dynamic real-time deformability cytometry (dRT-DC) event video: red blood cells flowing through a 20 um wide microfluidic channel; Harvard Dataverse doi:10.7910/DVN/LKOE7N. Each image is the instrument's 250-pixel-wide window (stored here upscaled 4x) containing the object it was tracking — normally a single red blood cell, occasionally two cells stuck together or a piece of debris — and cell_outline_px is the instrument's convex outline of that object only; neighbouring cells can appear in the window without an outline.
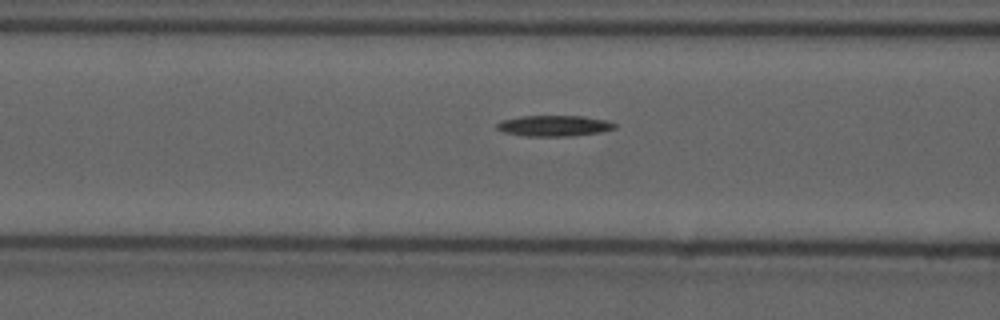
{"species": "common noctule bat (a hibernating species)", "species_latin": "Nyctalus noctula", "temperature_condition": "cold", "stored_images_in_passage": 13, "camera_frame_rate_fps": 3000, "um_per_image_px": 0.085, "animal": {"sex": "male", "forearm_length_mm": 52.5}, "frame": {"image": 1, "passage_image": 7, "time_ms": 2.0, "image_size_px": [1000, 320], "cell_outline_px": [[616, 128], [600, 132], [572, 136], [528, 136], [504, 132], [496, 128], [496, 124], [500, 120], [520, 116], [584, 116], [608, 120], [616, 124]], "centroid_in_image_um": [47.1, 10.68], "position_along_channel_um": 119.5, "area_um2": 14.39}}
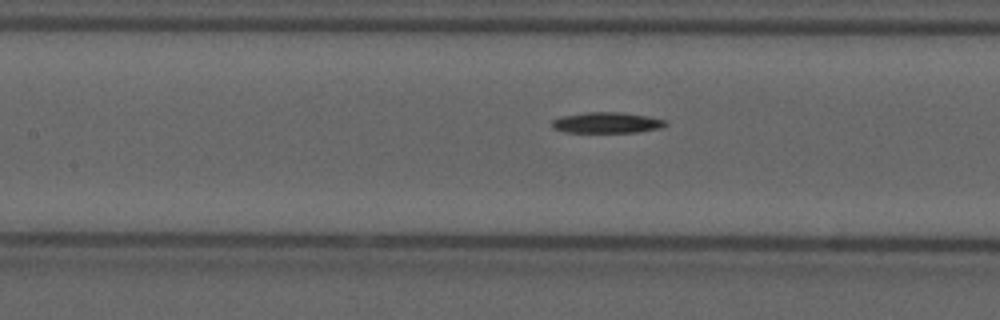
{"frame": {"image": 2, "passage_image": 10, "time_ms": 3.0, "image_size_px": [1000, 320], "cell_outline_px": [[668, 124], [660, 128], [640, 132], [564, 132], [552, 128], [552, 120], [560, 116], [584, 112], [620, 112], [648, 116], [668, 120]], "centroid_in_image_um": [51.59, 10.42], "position_along_channel_um": 155.8, "area_um2": 13.99}}